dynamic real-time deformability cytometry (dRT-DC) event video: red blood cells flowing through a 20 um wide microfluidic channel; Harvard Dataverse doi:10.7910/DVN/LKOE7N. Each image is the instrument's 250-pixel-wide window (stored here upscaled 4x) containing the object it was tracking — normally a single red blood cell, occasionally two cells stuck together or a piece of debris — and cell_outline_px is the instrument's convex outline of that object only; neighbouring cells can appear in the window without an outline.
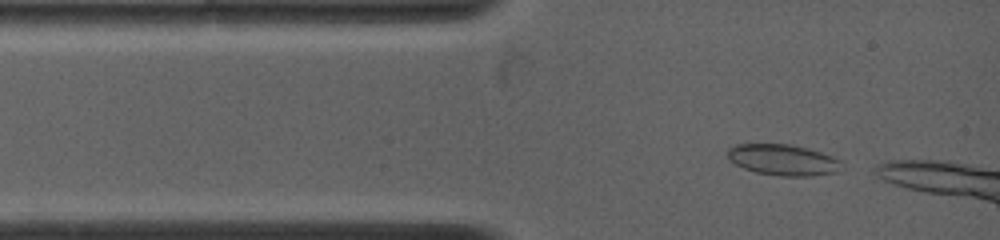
{"species": "common noctule bat (a hibernating species)", "species_latin": "Nyctalus noctula", "temperature_condition": "warm", "stored_images_in_passage": 8, "camera_frame_rate_fps": 4500, "um_per_image_px": 0.085, "animal": {"sex": "female", "body_mass_g": 19.0, "forearm_length_mm": 53.3}, "frame": {"image": 1, "passage_image": 1, "time_ms": 0.0, "image_size_px": [1000, 240], "cell_outline_px": [[840, 160], [836, 172], [812, 176], [780, 176], [756, 172], [744, 168], [728, 160], [728, 148], [736, 144], [788, 144], [808, 148], [832, 156]], "centroid_in_image_um": [66.51, 13.58], "position_along_channel_um": 18.5, "area_um2": 20.4}}
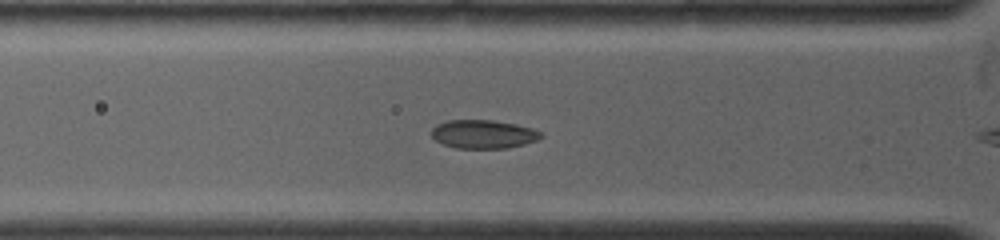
{"frame": {"image": 2, "passage_image": 7, "time_ms": 2.222, "image_size_px": [1000, 240], "cell_outline_px": [[544, 136], [536, 140], [524, 144], [508, 148], [456, 148], [444, 144], [436, 140], [432, 136], [432, 128], [436, 124], [448, 120], [492, 120], [516, 124], [532, 128], [544, 132]], "centroid_in_image_um": [41.11, 11.4], "position_along_channel_um": 84.7, "area_um2": 18.26}}